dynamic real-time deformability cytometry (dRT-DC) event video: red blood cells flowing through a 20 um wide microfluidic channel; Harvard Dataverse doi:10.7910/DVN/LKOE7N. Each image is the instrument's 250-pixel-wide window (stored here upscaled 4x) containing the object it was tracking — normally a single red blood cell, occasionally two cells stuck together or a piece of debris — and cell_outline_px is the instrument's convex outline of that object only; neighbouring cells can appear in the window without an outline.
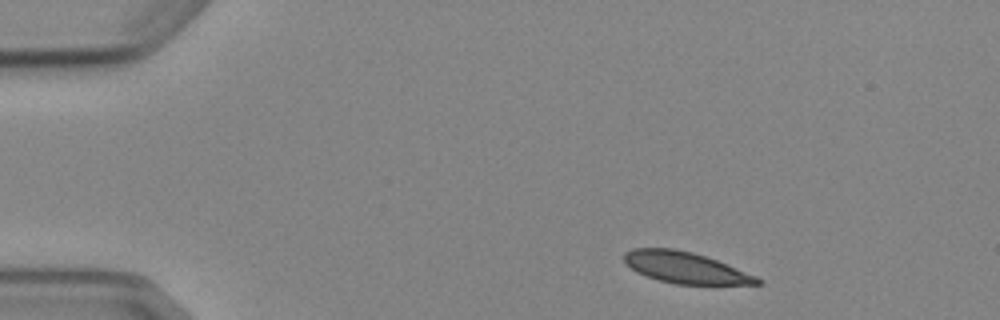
{"species": "Egyptian fruit bat (a non-hibernating species)", "species_latin": "Rousettus aegyptiacus", "temperature_condition": "cold", "stored_images_in_passage": 3, "camera_frame_rate_fps": 3000, "um_per_image_px": 0.085, "animal": {"sex": "female"}, "frame": {"image": 1, "passage_image": 1, "time_ms": 0.0, "image_size_px": [1000, 320], "cell_outline_px": [[764, 284], [676, 284], [660, 280], [636, 272], [624, 260], [624, 252], [632, 248], [676, 248], [692, 252], [716, 260], [756, 276], [764, 280]], "centroid_in_image_um": [58.26, 22.74], "position_along_channel_um": 26.7, "area_um2": 23.99}}